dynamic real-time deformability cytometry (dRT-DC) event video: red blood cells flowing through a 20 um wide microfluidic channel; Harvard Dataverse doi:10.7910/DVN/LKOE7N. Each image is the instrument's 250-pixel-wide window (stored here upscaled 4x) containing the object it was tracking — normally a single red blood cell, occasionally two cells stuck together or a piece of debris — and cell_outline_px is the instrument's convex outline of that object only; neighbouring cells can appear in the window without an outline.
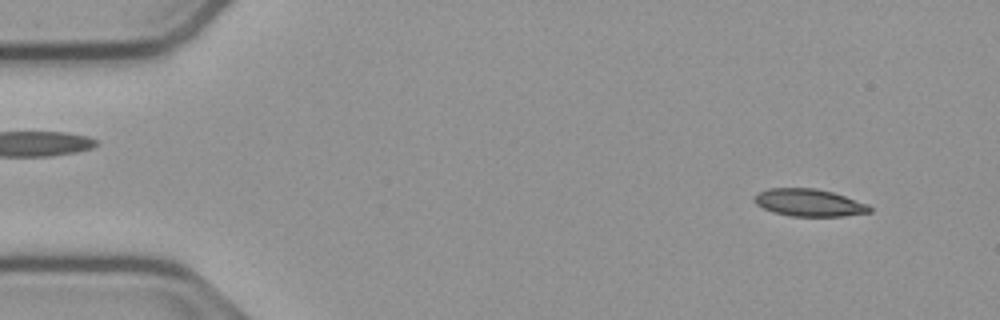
{"species": "common noctule bat (a hibernating species)", "species_latin": "Nyctalus noctula", "temperature_condition": "cold", "stored_images_in_passage": 53, "camera_frame_rate_fps": 3000, "um_per_image_px": 0.085, "animal": {"sex": "male", "body_mass_g": 23.1, "forearm_length_mm": 52.7}, "frame": {"image": 1, "passage_image": 4, "time_ms": 1.0, "image_size_px": [1000, 320], "cell_outline_px": [[872, 212], [844, 216], [788, 216], [772, 212], [756, 204], [752, 200], [756, 192], [768, 188], [816, 188], [832, 192], [868, 204], [872, 208]], "centroid_in_image_um": [68.73, 17.22], "position_along_channel_um": 16.3, "area_um2": 18.55}}
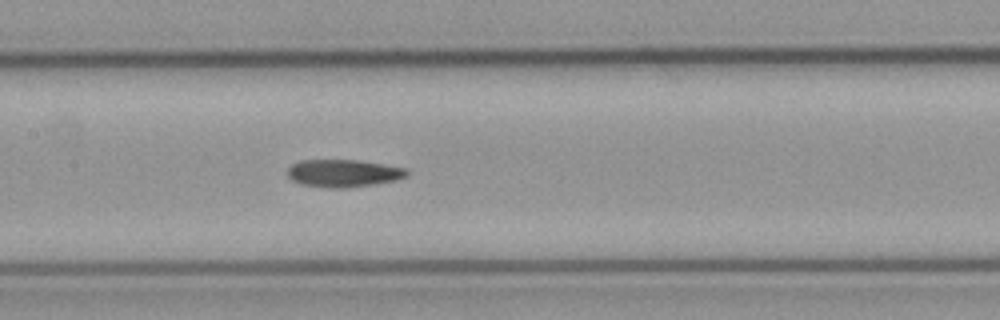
{"frame": {"image": 2, "passage_image": 25, "time_ms": 8.0, "image_size_px": [1000, 320], "cell_outline_px": [[408, 176], [396, 180], [348, 188], [324, 188], [300, 184], [292, 180], [288, 176], [288, 168], [292, 164], [300, 160], [360, 160], [408, 168]], "centroid_in_image_um": [29.2, 14.72], "position_along_channel_um": 178.2, "area_um2": 19.36}}
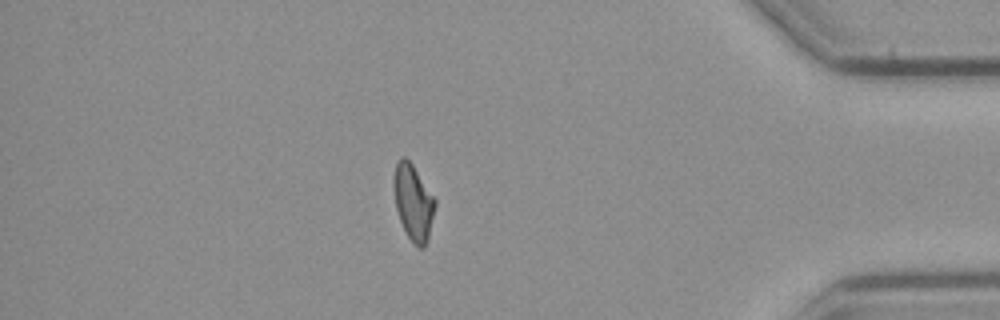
{"frame": {"image": 3, "passage_image": 46, "time_ms": 15.0, "image_size_px": [1000, 320], "cell_outline_px": [[436, 204], [428, 236], [424, 248], [420, 248], [412, 244], [400, 220], [396, 208], [396, 164], [400, 156], [404, 156], [412, 164], [436, 200]], "centroid_in_image_um": [35.17, 17.24], "position_along_channel_um": 400.0, "area_um2": 17.46}, "authors_computed_cell_mechanics": {"area_um2": 18.785, "velocity_mm_per_s": 3.7585, "shape_relaxation_time_tau1_ms": 9.2534, "shape_relaxation_time_tau2_ms": null, "deformation_change_tau1": 0.2053, "deformation_change_tau2": null}}